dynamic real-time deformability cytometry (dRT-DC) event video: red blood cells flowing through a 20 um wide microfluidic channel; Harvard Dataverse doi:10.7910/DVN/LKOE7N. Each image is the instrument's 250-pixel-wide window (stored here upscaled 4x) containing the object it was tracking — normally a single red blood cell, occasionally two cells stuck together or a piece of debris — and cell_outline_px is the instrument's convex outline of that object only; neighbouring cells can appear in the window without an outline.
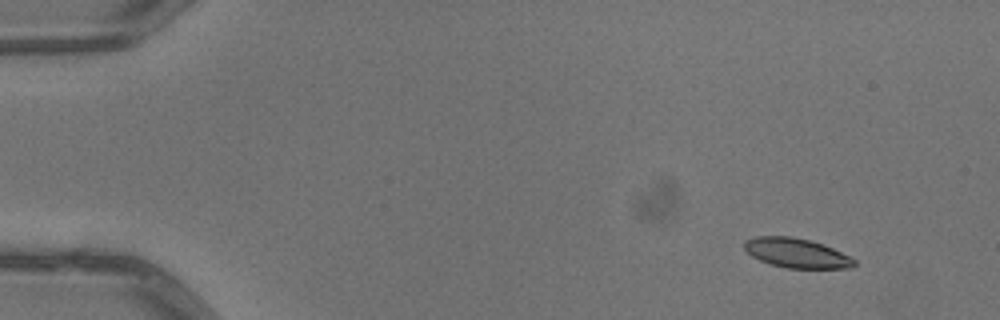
{"species": "common noctule bat (a hibernating species)", "species_latin": "Nyctalus noctula", "temperature_condition": "warm", "stored_images_in_passage": 3, "camera_frame_rate_fps": 3000, "um_per_image_px": 0.085, "animal": {"sex": "male", "body_mass_g": 13.3}, "frame": {"image": 1, "passage_image": 1, "time_ms": 0.0, "image_size_px": [1000, 320], "cell_outline_px": [[856, 264], [852, 268], [788, 268], [772, 264], [760, 260], [752, 256], [744, 248], [744, 240], [756, 236], [792, 236], [808, 240], [832, 248], [856, 260]], "centroid_in_image_um": [67.68, 21.5], "position_along_channel_um": 17.3, "area_um2": 18.67}}